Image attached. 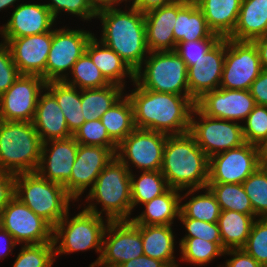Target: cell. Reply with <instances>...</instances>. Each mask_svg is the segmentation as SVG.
<instances>
[{
	"mask_svg": "<svg viewBox=\"0 0 267 267\" xmlns=\"http://www.w3.org/2000/svg\"><path fill=\"white\" fill-rule=\"evenodd\" d=\"M188 234L183 238H200L205 241L217 243L223 249L222 238L218 223H209L192 218H179Z\"/></svg>",
	"mask_w": 267,
	"mask_h": 267,
	"instance_id": "bcb514c9",
	"label": "cell"
},
{
	"mask_svg": "<svg viewBox=\"0 0 267 267\" xmlns=\"http://www.w3.org/2000/svg\"><path fill=\"white\" fill-rule=\"evenodd\" d=\"M203 190L206 193L193 196L187 203L180 205L178 218H192L209 223L218 222L221 213L220 206L208 187Z\"/></svg>",
	"mask_w": 267,
	"mask_h": 267,
	"instance_id": "8d00e7d4",
	"label": "cell"
},
{
	"mask_svg": "<svg viewBox=\"0 0 267 267\" xmlns=\"http://www.w3.org/2000/svg\"><path fill=\"white\" fill-rule=\"evenodd\" d=\"M15 245H17V242L14 240V238L0 226V260L4 259V257H7L14 247H16Z\"/></svg>",
	"mask_w": 267,
	"mask_h": 267,
	"instance_id": "11a10c76",
	"label": "cell"
},
{
	"mask_svg": "<svg viewBox=\"0 0 267 267\" xmlns=\"http://www.w3.org/2000/svg\"><path fill=\"white\" fill-rule=\"evenodd\" d=\"M52 3L44 5L50 10L52 16L55 18L59 12L65 11L72 15H77L84 20H91L96 18L97 12L91 6L89 0H51Z\"/></svg>",
	"mask_w": 267,
	"mask_h": 267,
	"instance_id": "7dc6e473",
	"label": "cell"
},
{
	"mask_svg": "<svg viewBox=\"0 0 267 267\" xmlns=\"http://www.w3.org/2000/svg\"><path fill=\"white\" fill-rule=\"evenodd\" d=\"M262 70L259 54L253 42L225 38L220 88L250 90L253 81Z\"/></svg>",
	"mask_w": 267,
	"mask_h": 267,
	"instance_id": "30bf717a",
	"label": "cell"
},
{
	"mask_svg": "<svg viewBox=\"0 0 267 267\" xmlns=\"http://www.w3.org/2000/svg\"><path fill=\"white\" fill-rule=\"evenodd\" d=\"M242 125L245 142L259 146L267 140V106L256 105Z\"/></svg>",
	"mask_w": 267,
	"mask_h": 267,
	"instance_id": "ee69618b",
	"label": "cell"
},
{
	"mask_svg": "<svg viewBox=\"0 0 267 267\" xmlns=\"http://www.w3.org/2000/svg\"><path fill=\"white\" fill-rule=\"evenodd\" d=\"M171 225H141L144 255L164 262L168 267H178L174 254V235Z\"/></svg>",
	"mask_w": 267,
	"mask_h": 267,
	"instance_id": "f1b7e54d",
	"label": "cell"
},
{
	"mask_svg": "<svg viewBox=\"0 0 267 267\" xmlns=\"http://www.w3.org/2000/svg\"><path fill=\"white\" fill-rule=\"evenodd\" d=\"M15 197V174L0 170V211Z\"/></svg>",
	"mask_w": 267,
	"mask_h": 267,
	"instance_id": "681fc988",
	"label": "cell"
},
{
	"mask_svg": "<svg viewBox=\"0 0 267 267\" xmlns=\"http://www.w3.org/2000/svg\"><path fill=\"white\" fill-rule=\"evenodd\" d=\"M85 52L92 62L99 68L104 77L111 83L124 88V77L131 78L135 82V72L127 63L111 48L103 44L93 35L87 43Z\"/></svg>",
	"mask_w": 267,
	"mask_h": 267,
	"instance_id": "d4e9b609",
	"label": "cell"
},
{
	"mask_svg": "<svg viewBox=\"0 0 267 267\" xmlns=\"http://www.w3.org/2000/svg\"><path fill=\"white\" fill-rule=\"evenodd\" d=\"M71 72L73 78L70 80L67 77L63 81L80 90L101 88L111 84L86 52L75 62Z\"/></svg>",
	"mask_w": 267,
	"mask_h": 267,
	"instance_id": "74e56055",
	"label": "cell"
},
{
	"mask_svg": "<svg viewBox=\"0 0 267 267\" xmlns=\"http://www.w3.org/2000/svg\"><path fill=\"white\" fill-rule=\"evenodd\" d=\"M225 58V38H221L204 56L188 68L190 96L197 101L205 93L219 88Z\"/></svg>",
	"mask_w": 267,
	"mask_h": 267,
	"instance_id": "ffe728a7",
	"label": "cell"
},
{
	"mask_svg": "<svg viewBox=\"0 0 267 267\" xmlns=\"http://www.w3.org/2000/svg\"><path fill=\"white\" fill-rule=\"evenodd\" d=\"M131 172L115 156L110 163L100 172L97 180L89 190L87 200H96L101 203L102 210L98 211L95 204L85 206V210L102 215L106 212V222L130 220L132 212L131 200Z\"/></svg>",
	"mask_w": 267,
	"mask_h": 267,
	"instance_id": "277c9868",
	"label": "cell"
},
{
	"mask_svg": "<svg viewBox=\"0 0 267 267\" xmlns=\"http://www.w3.org/2000/svg\"><path fill=\"white\" fill-rule=\"evenodd\" d=\"M257 48L263 70H267V35L252 41Z\"/></svg>",
	"mask_w": 267,
	"mask_h": 267,
	"instance_id": "9f6ffc18",
	"label": "cell"
},
{
	"mask_svg": "<svg viewBox=\"0 0 267 267\" xmlns=\"http://www.w3.org/2000/svg\"><path fill=\"white\" fill-rule=\"evenodd\" d=\"M21 75L13 62L11 50L6 43H0V96Z\"/></svg>",
	"mask_w": 267,
	"mask_h": 267,
	"instance_id": "c3c4849f",
	"label": "cell"
},
{
	"mask_svg": "<svg viewBox=\"0 0 267 267\" xmlns=\"http://www.w3.org/2000/svg\"><path fill=\"white\" fill-rule=\"evenodd\" d=\"M242 0H197L209 29L221 38H228L236 27Z\"/></svg>",
	"mask_w": 267,
	"mask_h": 267,
	"instance_id": "4316f807",
	"label": "cell"
},
{
	"mask_svg": "<svg viewBox=\"0 0 267 267\" xmlns=\"http://www.w3.org/2000/svg\"><path fill=\"white\" fill-rule=\"evenodd\" d=\"M77 149L78 143L73 136L44 142L36 172L46 180L64 185L71 177Z\"/></svg>",
	"mask_w": 267,
	"mask_h": 267,
	"instance_id": "44dd1931",
	"label": "cell"
},
{
	"mask_svg": "<svg viewBox=\"0 0 267 267\" xmlns=\"http://www.w3.org/2000/svg\"><path fill=\"white\" fill-rule=\"evenodd\" d=\"M93 35L94 33L86 30H65V27L52 30V44L46 63V83L63 81L68 77L66 71L70 72L75 62L84 54Z\"/></svg>",
	"mask_w": 267,
	"mask_h": 267,
	"instance_id": "5bb4252c",
	"label": "cell"
},
{
	"mask_svg": "<svg viewBox=\"0 0 267 267\" xmlns=\"http://www.w3.org/2000/svg\"><path fill=\"white\" fill-rule=\"evenodd\" d=\"M254 213L258 218H267V169L258 167L242 183Z\"/></svg>",
	"mask_w": 267,
	"mask_h": 267,
	"instance_id": "ab89813d",
	"label": "cell"
},
{
	"mask_svg": "<svg viewBox=\"0 0 267 267\" xmlns=\"http://www.w3.org/2000/svg\"><path fill=\"white\" fill-rule=\"evenodd\" d=\"M256 215L243 214L231 210H221L218 226L222 238L223 250L242 249Z\"/></svg>",
	"mask_w": 267,
	"mask_h": 267,
	"instance_id": "f546056e",
	"label": "cell"
},
{
	"mask_svg": "<svg viewBox=\"0 0 267 267\" xmlns=\"http://www.w3.org/2000/svg\"><path fill=\"white\" fill-rule=\"evenodd\" d=\"M224 254L233 256V258L226 260L225 267H263L252 256L247 254L243 249L225 250Z\"/></svg>",
	"mask_w": 267,
	"mask_h": 267,
	"instance_id": "f907efd6",
	"label": "cell"
},
{
	"mask_svg": "<svg viewBox=\"0 0 267 267\" xmlns=\"http://www.w3.org/2000/svg\"><path fill=\"white\" fill-rule=\"evenodd\" d=\"M32 123L43 143L49 140L67 139L73 135L69 131L56 98L48 90L39 96Z\"/></svg>",
	"mask_w": 267,
	"mask_h": 267,
	"instance_id": "cb8c5ba5",
	"label": "cell"
},
{
	"mask_svg": "<svg viewBox=\"0 0 267 267\" xmlns=\"http://www.w3.org/2000/svg\"><path fill=\"white\" fill-rule=\"evenodd\" d=\"M179 190L169 188L165 193L142 204L145 211L130 219L134 224L141 225H172L175 217H179L180 204L183 196Z\"/></svg>",
	"mask_w": 267,
	"mask_h": 267,
	"instance_id": "83f0119b",
	"label": "cell"
},
{
	"mask_svg": "<svg viewBox=\"0 0 267 267\" xmlns=\"http://www.w3.org/2000/svg\"><path fill=\"white\" fill-rule=\"evenodd\" d=\"M242 249L263 267H267V218L254 220Z\"/></svg>",
	"mask_w": 267,
	"mask_h": 267,
	"instance_id": "7bdbcfd3",
	"label": "cell"
},
{
	"mask_svg": "<svg viewBox=\"0 0 267 267\" xmlns=\"http://www.w3.org/2000/svg\"><path fill=\"white\" fill-rule=\"evenodd\" d=\"M267 35V0H242L238 21L228 37L250 41Z\"/></svg>",
	"mask_w": 267,
	"mask_h": 267,
	"instance_id": "484cf974",
	"label": "cell"
},
{
	"mask_svg": "<svg viewBox=\"0 0 267 267\" xmlns=\"http://www.w3.org/2000/svg\"><path fill=\"white\" fill-rule=\"evenodd\" d=\"M13 62L22 75H37L46 82V63L52 44V30L20 38H3Z\"/></svg>",
	"mask_w": 267,
	"mask_h": 267,
	"instance_id": "ac0fdd59",
	"label": "cell"
},
{
	"mask_svg": "<svg viewBox=\"0 0 267 267\" xmlns=\"http://www.w3.org/2000/svg\"><path fill=\"white\" fill-rule=\"evenodd\" d=\"M68 214L69 212L53 228L55 257L65 253L95 249L100 255L89 267H96L102 254L103 234L107 226L104 225V217L85 209L70 220ZM57 243H60L59 246Z\"/></svg>",
	"mask_w": 267,
	"mask_h": 267,
	"instance_id": "52a82bcc",
	"label": "cell"
},
{
	"mask_svg": "<svg viewBox=\"0 0 267 267\" xmlns=\"http://www.w3.org/2000/svg\"><path fill=\"white\" fill-rule=\"evenodd\" d=\"M118 267H168L164 262L148 257L147 255L139 256L136 259L129 260Z\"/></svg>",
	"mask_w": 267,
	"mask_h": 267,
	"instance_id": "db71d44e",
	"label": "cell"
},
{
	"mask_svg": "<svg viewBox=\"0 0 267 267\" xmlns=\"http://www.w3.org/2000/svg\"><path fill=\"white\" fill-rule=\"evenodd\" d=\"M127 0H89L93 9L98 12L106 8H114L116 5Z\"/></svg>",
	"mask_w": 267,
	"mask_h": 267,
	"instance_id": "6f0895ef",
	"label": "cell"
},
{
	"mask_svg": "<svg viewBox=\"0 0 267 267\" xmlns=\"http://www.w3.org/2000/svg\"><path fill=\"white\" fill-rule=\"evenodd\" d=\"M19 0H0V11L3 10V8H7L10 6H13V4Z\"/></svg>",
	"mask_w": 267,
	"mask_h": 267,
	"instance_id": "91938a15",
	"label": "cell"
},
{
	"mask_svg": "<svg viewBox=\"0 0 267 267\" xmlns=\"http://www.w3.org/2000/svg\"><path fill=\"white\" fill-rule=\"evenodd\" d=\"M181 260L187 263L205 265L217 256H224V250L214 242L200 238H182L180 240Z\"/></svg>",
	"mask_w": 267,
	"mask_h": 267,
	"instance_id": "f35d334b",
	"label": "cell"
},
{
	"mask_svg": "<svg viewBox=\"0 0 267 267\" xmlns=\"http://www.w3.org/2000/svg\"><path fill=\"white\" fill-rule=\"evenodd\" d=\"M53 242L23 245L13 267H51L55 261Z\"/></svg>",
	"mask_w": 267,
	"mask_h": 267,
	"instance_id": "60d3db41",
	"label": "cell"
},
{
	"mask_svg": "<svg viewBox=\"0 0 267 267\" xmlns=\"http://www.w3.org/2000/svg\"><path fill=\"white\" fill-rule=\"evenodd\" d=\"M55 18L44 4H20L0 29L3 38H20L50 32Z\"/></svg>",
	"mask_w": 267,
	"mask_h": 267,
	"instance_id": "7402d4cb",
	"label": "cell"
},
{
	"mask_svg": "<svg viewBox=\"0 0 267 267\" xmlns=\"http://www.w3.org/2000/svg\"><path fill=\"white\" fill-rule=\"evenodd\" d=\"M116 155L107 147L78 144L70 179L63 185L75 201L97 180L100 172Z\"/></svg>",
	"mask_w": 267,
	"mask_h": 267,
	"instance_id": "e0dca14e",
	"label": "cell"
},
{
	"mask_svg": "<svg viewBox=\"0 0 267 267\" xmlns=\"http://www.w3.org/2000/svg\"><path fill=\"white\" fill-rule=\"evenodd\" d=\"M43 142L32 122L0 120V170L36 172Z\"/></svg>",
	"mask_w": 267,
	"mask_h": 267,
	"instance_id": "5b68a950",
	"label": "cell"
},
{
	"mask_svg": "<svg viewBox=\"0 0 267 267\" xmlns=\"http://www.w3.org/2000/svg\"><path fill=\"white\" fill-rule=\"evenodd\" d=\"M207 187L214 194L221 210L256 215L242 184L208 183Z\"/></svg>",
	"mask_w": 267,
	"mask_h": 267,
	"instance_id": "d590c367",
	"label": "cell"
},
{
	"mask_svg": "<svg viewBox=\"0 0 267 267\" xmlns=\"http://www.w3.org/2000/svg\"><path fill=\"white\" fill-rule=\"evenodd\" d=\"M178 1H185V2H188V3H195L197 0H178Z\"/></svg>",
	"mask_w": 267,
	"mask_h": 267,
	"instance_id": "94428289",
	"label": "cell"
},
{
	"mask_svg": "<svg viewBox=\"0 0 267 267\" xmlns=\"http://www.w3.org/2000/svg\"><path fill=\"white\" fill-rule=\"evenodd\" d=\"M161 173L170 188L189 191L184 197L207 187L209 157L188 132L167 136L163 151Z\"/></svg>",
	"mask_w": 267,
	"mask_h": 267,
	"instance_id": "7a4b0ae2",
	"label": "cell"
},
{
	"mask_svg": "<svg viewBox=\"0 0 267 267\" xmlns=\"http://www.w3.org/2000/svg\"><path fill=\"white\" fill-rule=\"evenodd\" d=\"M109 137L119 145L136 127L133 106L127 94L108 109L101 117Z\"/></svg>",
	"mask_w": 267,
	"mask_h": 267,
	"instance_id": "836d02e7",
	"label": "cell"
},
{
	"mask_svg": "<svg viewBox=\"0 0 267 267\" xmlns=\"http://www.w3.org/2000/svg\"><path fill=\"white\" fill-rule=\"evenodd\" d=\"M42 89H46L42 77L21 74L0 96V120L32 122Z\"/></svg>",
	"mask_w": 267,
	"mask_h": 267,
	"instance_id": "2e32d148",
	"label": "cell"
},
{
	"mask_svg": "<svg viewBox=\"0 0 267 267\" xmlns=\"http://www.w3.org/2000/svg\"><path fill=\"white\" fill-rule=\"evenodd\" d=\"M128 94L133 106L134 124L138 129L160 132L168 136L190 130L195 103L185 95L155 92L137 84Z\"/></svg>",
	"mask_w": 267,
	"mask_h": 267,
	"instance_id": "6da1fadb",
	"label": "cell"
},
{
	"mask_svg": "<svg viewBox=\"0 0 267 267\" xmlns=\"http://www.w3.org/2000/svg\"><path fill=\"white\" fill-rule=\"evenodd\" d=\"M148 55L143 62L145 64L143 73L135 72L134 83L143 89L155 92L185 95L196 104L189 93L188 67L177 52L154 51Z\"/></svg>",
	"mask_w": 267,
	"mask_h": 267,
	"instance_id": "ba28073f",
	"label": "cell"
},
{
	"mask_svg": "<svg viewBox=\"0 0 267 267\" xmlns=\"http://www.w3.org/2000/svg\"><path fill=\"white\" fill-rule=\"evenodd\" d=\"M102 23L101 42L114 50L134 71H142L149 53L146 44L144 13L131 6L128 11L116 7L100 10L96 14Z\"/></svg>",
	"mask_w": 267,
	"mask_h": 267,
	"instance_id": "3957f363",
	"label": "cell"
},
{
	"mask_svg": "<svg viewBox=\"0 0 267 267\" xmlns=\"http://www.w3.org/2000/svg\"><path fill=\"white\" fill-rule=\"evenodd\" d=\"M167 136L160 132L135 128L118 145L116 157L130 172L129 163L143 171L161 170Z\"/></svg>",
	"mask_w": 267,
	"mask_h": 267,
	"instance_id": "4fadbf2b",
	"label": "cell"
},
{
	"mask_svg": "<svg viewBox=\"0 0 267 267\" xmlns=\"http://www.w3.org/2000/svg\"><path fill=\"white\" fill-rule=\"evenodd\" d=\"M57 100L62 109L69 131L74 134L85 122L81 107V90L70 86L64 81H51L46 83V89Z\"/></svg>",
	"mask_w": 267,
	"mask_h": 267,
	"instance_id": "1f68e13d",
	"label": "cell"
},
{
	"mask_svg": "<svg viewBox=\"0 0 267 267\" xmlns=\"http://www.w3.org/2000/svg\"><path fill=\"white\" fill-rule=\"evenodd\" d=\"M142 255L144 251L139 224L131 220L107 222L97 267H118Z\"/></svg>",
	"mask_w": 267,
	"mask_h": 267,
	"instance_id": "7c38bea8",
	"label": "cell"
},
{
	"mask_svg": "<svg viewBox=\"0 0 267 267\" xmlns=\"http://www.w3.org/2000/svg\"><path fill=\"white\" fill-rule=\"evenodd\" d=\"M259 164L260 167L267 169V140L263 141L259 146Z\"/></svg>",
	"mask_w": 267,
	"mask_h": 267,
	"instance_id": "680465c9",
	"label": "cell"
},
{
	"mask_svg": "<svg viewBox=\"0 0 267 267\" xmlns=\"http://www.w3.org/2000/svg\"><path fill=\"white\" fill-rule=\"evenodd\" d=\"M205 115L230 121L245 120L256 106L250 90L218 88L205 93L195 104Z\"/></svg>",
	"mask_w": 267,
	"mask_h": 267,
	"instance_id": "d6986e66",
	"label": "cell"
},
{
	"mask_svg": "<svg viewBox=\"0 0 267 267\" xmlns=\"http://www.w3.org/2000/svg\"><path fill=\"white\" fill-rule=\"evenodd\" d=\"M176 1L144 14L149 52L175 51L173 29L178 12L187 4Z\"/></svg>",
	"mask_w": 267,
	"mask_h": 267,
	"instance_id": "603a6c76",
	"label": "cell"
},
{
	"mask_svg": "<svg viewBox=\"0 0 267 267\" xmlns=\"http://www.w3.org/2000/svg\"><path fill=\"white\" fill-rule=\"evenodd\" d=\"M193 114L198 115L200 121H195ZM234 122L207 116L195 105L191 114L189 133L210 158L245 143L242 125Z\"/></svg>",
	"mask_w": 267,
	"mask_h": 267,
	"instance_id": "9c48e42d",
	"label": "cell"
},
{
	"mask_svg": "<svg viewBox=\"0 0 267 267\" xmlns=\"http://www.w3.org/2000/svg\"><path fill=\"white\" fill-rule=\"evenodd\" d=\"M123 87L110 84L101 88L81 90V107L85 122L101 119L123 96Z\"/></svg>",
	"mask_w": 267,
	"mask_h": 267,
	"instance_id": "d6a6232c",
	"label": "cell"
},
{
	"mask_svg": "<svg viewBox=\"0 0 267 267\" xmlns=\"http://www.w3.org/2000/svg\"><path fill=\"white\" fill-rule=\"evenodd\" d=\"M212 33L196 3H187L178 12L173 29L175 48L179 42L206 39Z\"/></svg>",
	"mask_w": 267,
	"mask_h": 267,
	"instance_id": "4dcf8cb0",
	"label": "cell"
},
{
	"mask_svg": "<svg viewBox=\"0 0 267 267\" xmlns=\"http://www.w3.org/2000/svg\"><path fill=\"white\" fill-rule=\"evenodd\" d=\"M250 93L256 105L267 106V70H262L260 75L253 81Z\"/></svg>",
	"mask_w": 267,
	"mask_h": 267,
	"instance_id": "816d5d0a",
	"label": "cell"
},
{
	"mask_svg": "<svg viewBox=\"0 0 267 267\" xmlns=\"http://www.w3.org/2000/svg\"><path fill=\"white\" fill-rule=\"evenodd\" d=\"M142 172L138 179L131 172L132 210L136 205L145 204L170 188L160 170Z\"/></svg>",
	"mask_w": 267,
	"mask_h": 267,
	"instance_id": "e575fe53",
	"label": "cell"
},
{
	"mask_svg": "<svg viewBox=\"0 0 267 267\" xmlns=\"http://www.w3.org/2000/svg\"><path fill=\"white\" fill-rule=\"evenodd\" d=\"M178 0H133L132 6L142 13H147L151 10L171 4Z\"/></svg>",
	"mask_w": 267,
	"mask_h": 267,
	"instance_id": "f5cc1de1",
	"label": "cell"
},
{
	"mask_svg": "<svg viewBox=\"0 0 267 267\" xmlns=\"http://www.w3.org/2000/svg\"><path fill=\"white\" fill-rule=\"evenodd\" d=\"M72 136L78 144L107 147L116 155L118 145L109 137L101 119L84 122Z\"/></svg>",
	"mask_w": 267,
	"mask_h": 267,
	"instance_id": "b9f144b4",
	"label": "cell"
},
{
	"mask_svg": "<svg viewBox=\"0 0 267 267\" xmlns=\"http://www.w3.org/2000/svg\"><path fill=\"white\" fill-rule=\"evenodd\" d=\"M15 197L53 228L69 211L73 200L63 185L46 180L37 172L15 175Z\"/></svg>",
	"mask_w": 267,
	"mask_h": 267,
	"instance_id": "8992f818",
	"label": "cell"
},
{
	"mask_svg": "<svg viewBox=\"0 0 267 267\" xmlns=\"http://www.w3.org/2000/svg\"><path fill=\"white\" fill-rule=\"evenodd\" d=\"M258 167V146L245 142L209 158L208 183L242 184Z\"/></svg>",
	"mask_w": 267,
	"mask_h": 267,
	"instance_id": "9a60e30c",
	"label": "cell"
},
{
	"mask_svg": "<svg viewBox=\"0 0 267 267\" xmlns=\"http://www.w3.org/2000/svg\"><path fill=\"white\" fill-rule=\"evenodd\" d=\"M0 226L17 244L36 245L53 242V227L17 197L0 211Z\"/></svg>",
	"mask_w": 267,
	"mask_h": 267,
	"instance_id": "8fae6325",
	"label": "cell"
},
{
	"mask_svg": "<svg viewBox=\"0 0 267 267\" xmlns=\"http://www.w3.org/2000/svg\"><path fill=\"white\" fill-rule=\"evenodd\" d=\"M221 37L212 33L206 39L179 42L176 45L175 51L184 60L189 68L195 61L204 56L219 40Z\"/></svg>",
	"mask_w": 267,
	"mask_h": 267,
	"instance_id": "f6af8a7d",
	"label": "cell"
}]
</instances>
